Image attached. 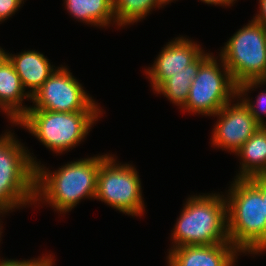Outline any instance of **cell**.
<instances>
[{
	"mask_svg": "<svg viewBox=\"0 0 266 266\" xmlns=\"http://www.w3.org/2000/svg\"><path fill=\"white\" fill-rule=\"evenodd\" d=\"M64 4L74 19L85 24L94 27L116 24L114 0H64Z\"/></svg>",
	"mask_w": 266,
	"mask_h": 266,
	"instance_id": "cell-16",
	"label": "cell"
},
{
	"mask_svg": "<svg viewBox=\"0 0 266 266\" xmlns=\"http://www.w3.org/2000/svg\"><path fill=\"white\" fill-rule=\"evenodd\" d=\"M102 114L103 111L28 110L14 125L27 129L54 153L63 154L86 138Z\"/></svg>",
	"mask_w": 266,
	"mask_h": 266,
	"instance_id": "cell-5",
	"label": "cell"
},
{
	"mask_svg": "<svg viewBox=\"0 0 266 266\" xmlns=\"http://www.w3.org/2000/svg\"><path fill=\"white\" fill-rule=\"evenodd\" d=\"M8 54V52H5V50L0 47V65L8 59Z\"/></svg>",
	"mask_w": 266,
	"mask_h": 266,
	"instance_id": "cell-25",
	"label": "cell"
},
{
	"mask_svg": "<svg viewBox=\"0 0 266 266\" xmlns=\"http://www.w3.org/2000/svg\"><path fill=\"white\" fill-rule=\"evenodd\" d=\"M138 171L128 163H117L111 154L101 163L94 199L123 214L142 216L145 211Z\"/></svg>",
	"mask_w": 266,
	"mask_h": 266,
	"instance_id": "cell-7",
	"label": "cell"
},
{
	"mask_svg": "<svg viewBox=\"0 0 266 266\" xmlns=\"http://www.w3.org/2000/svg\"><path fill=\"white\" fill-rule=\"evenodd\" d=\"M265 84L266 81H246L237 86V99L242 98L241 100L243 103L249 108L251 114L262 126H266V121L263 119V115L266 116V89L263 91L261 90L256 96V102H253L247 96L248 93H250L249 91H253L255 88L261 87Z\"/></svg>",
	"mask_w": 266,
	"mask_h": 266,
	"instance_id": "cell-19",
	"label": "cell"
},
{
	"mask_svg": "<svg viewBox=\"0 0 266 266\" xmlns=\"http://www.w3.org/2000/svg\"><path fill=\"white\" fill-rule=\"evenodd\" d=\"M225 195L229 241L243 254L266 251V215L262 192L248 178H234Z\"/></svg>",
	"mask_w": 266,
	"mask_h": 266,
	"instance_id": "cell-2",
	"label": "cell"
},
{
	"mask_svg": "<svg viewBox=\"0 0 266 266\" xmlns=\"http://www.w3.org/2000/svg\"><path fill=\"white\" fill-rule=\"evenodd\" d=\"M240 157V171L235 178L266 175V126H261L235 153Z\"/></svg>",
	"mask_w": 266,
	"mask_h": 266,
	"instance_id": "cell-15",
	"label": "cell"
},
{
	"mask_svg": "<svg viewBox=\"0 0 266 266\" xmlns=\"http://www.w3.org/2000/svg\"><path fill=\"white\" fill-rule=\"evenodd\" d=\"M202 1L203 3H206L208 5H220V6H233V4L235 3L234 1H237V0H200Z\"/></svg>",
	"mask_w": 266,
	"mask_h": 266,
	"instance_id": "cell-24",
	"label": "cell"
},
{
	"mask_svg": "<svg viewBox=\"0 0 266 266\" xmlns=\"http://www.w3.org/2000/svg\"><path fill=\"white\" fill-rule=\"evenodd\" d=\"M248 179L262 192L266 215V175L255 176Z\"/></svg>",
	"mask_w": 266,
	"mask_h": 266,
	"instance_id": "cell-22",
	"label": "cell"
},
{
	"mask_svg": "<svg viewBox=\"0 0 266 266\" xmlns=\"http://www.w3.org/2000/svg\"><path fill=\"white\" fill-rule=\"evenodd\" d=\"M156 7L162 8L158 0H114L116 25L120 28L140 22Z\"/></svg>",
	"mask_w": 266,
	"mask_h": 266,
	"instance_id": "cell-17",
	"label": "cell"
},
{
	"mask_svg": "<svg viewBox=\"0 0 266 266\" xmlns=\"http://www.w3.org/2000/svg\"><path fill=\"white\" fill-rule=\"evenodd\" d=\"M22 4H24V0H0V22L15 14Z\"/></svg>",
	"mask_w": 266,
	"mask_h": 266,
	"instance_id": "cell-21",
	"label": "cell"
},
{
	"mask_svg": "<svg viewBox=\"0 0 266 266\" xmlns=\"http://www.w3.org/2000/svg\"><path fill=\"white\" fill-rule=\"evenodd\" d=\"M218 61L211 53L200 64L192 81L188 99L181 110L213 116L225 104L237 98V85L221 57Z\"/></svg>",
	"mask_w": 266,
	"mask_h": 266,
	"instance_id": "cell-8",
	"label": "cell"
},
{
	"mask_svg": "<svg viewBox=\"0 0 266 266\" xmlns=\"http://www.w3.org/2000/svg\"><path fill=\"white\" fill-rule=\"evenodd\" d=\"M11 131L0 135V210L35 204L36 157Z\"/></svg>",
	"mask_w": 266,
	"mask_h": 266,
	"instance_id": "cell-4",
	"label": "cell"
},
{
	"mask_svg": "<svg viewBox=\"0 0 266 266\" xmlns=\"http://www.w3.org/2000/svg\"><path fill=\"white\" fill-rule=\"evenodd\" d=\"M197 73L173 74L154 93L163 94L170 102L182 108L189 96L190 87Z\"/></svg>",
	"mask_w": 266,
	"mask_h": 266,
	"instance_id": "cell-18",
	"label": "cell"
},
{
	"mask_svg": "<svg viewBox=\"0 0 266 266\" xmlns=\"http://www.w3.org/2000/svg\"><path fill=\"white\" fill-rule=\"evenodd\" d=\"M7 213L4 210H0V216L2 214V216ZM1 220V219H0ZM1 223V222H0ZM1 225V224H0ZM2 226H0V238H1V234L2 232ZM1 241V239H0ZM54 258L53 255L49 254L43 257H39V258H34L31 260H14V259H0V266H53L54 262Z\"/></svg>",
	"mask_w": 266,
	"mask_h": 266,
	"instance_id": "cell-20",
	"label": "cell"
},
{
	"mask_svg": "<svg viewBox=\"0 0 266 266\" xmlns=\"http://www.w3.org/2000/svg\"><path fill=\"white\" fill-rule=\"evenodd\" d=\"M108 156L98 154L71 161L53 172L38 163L35 204L47 203L62 214L71 211L83 198L94 199L99 167Z\"/></svg>",
	"mask_w": 266,
	"mask_h": 266,
	"instance_id": "cell-1",
	"label": "cell"
},
{
	"mask_svg": "<svg viewBox=\"0 0 266 266\" xmlns=\"http://www.w3.org/2000/svg\"><path fill=\"white\" fill-rule=\"evenodd\" d=\"M28 110L58 112L102 111L98 103L66 66H58L44 84L32 95ZM97 103V104H96Z\"/></svg>",
	"mask_w": 266,
	"mask_h": 266,
	"instance_id": "cell-9",
	"label": "cell"
},
{
	"mask_svg": "<svg viewBox=\"0 0 266 266\" xmlns=\"http://www.w3.org/2000/svg\"><path fill=\"white\" fill-rule=\"evenodd\" d=\"M201 45L186 37H177L164 45L146 76L156 91L173 74L197 73L200 64L210 55Z\"/></svg>",
	"mask_w": 266,
	"mask_h": 266,
	"instance_id": "cell-10",
	"label": "cell"
},
{
	"mask_svg": "<svg viewBox=\"0 0 266 266\" xmlns=\"http://www.w3.org/2000/svg\"><path fill=\"white\" fill-rule=\"evenodd\" d=\"M225 104L217 116L212 132L211 144L216 148L236 153L240 147L262 126L251 114L241 98L237 103Z\"/></svg>",
	"mask_w": 266,
	"mask_h": 266,
	"instance_id": "cell-11",
	"label": "cell"
},
{
	"mask_svg": "<svg viewBox=\"0 0 266 266\" xmlns=\"http://www.w3.org/2000/svg\"><path fill=\"white\" fill-rule=\"evenodd\" d=\"M24 99L31 100V96L23 88L13 64L7 59L0 65V110L7 114L12 124H16L29 109L23 105Z\"/></svg>",
	"mask_w": 266,
	"mask_h": 266,
	"instance_id": "cell-13",
	"label": "cell"
},
{
	"mask_svg": "<svg viewBox=\"0 0 266 266\" xmlns=\"http://www.w3.org/2000/svg\"><path fill=\"white\" fill-rule=\"evenodd\" d=\"M159 3L162 5V6H166V4H168L169 2H173V0H158ZM175 1V0H174Z\"/></svg>",
	"mask_w": 266,
	"mask_h": 266,
	"instance_id": "cell-26",
	"label": "cell"
},
{
	"mask_svg": "<svg viewBox=\"0 0 266 266\" xmlns=\"http://www.w3.org/2000/svg\"><path fill=\"white\" fill-rule=\"evenodd\" d=\"M259 11L256 16H253V20L263 26H266V0H259Z\"/></svg>",
	"mask_w": 266,
	"mask_h": 266,
	"instance_id": "cell-23",
	"label": "cell"
},
{
	"mask_svg": "<svg viewBox=\"0 0 266 266\" xmlns=\"http://www.w3.org/2000/svg\"><path fill=\"white\" fill-rule=\"evenodd\" d=\"M172 230L171 248L231 243L227 232V203L220 193L193 195L184 203Z\"/></svg>",
	"mask_w": 266,
	"mask_h": 266,
	"instance_id": "cell-3",
	"label": "cell"
},
{
	"mask_svg": "<svg viewBox=\"0 0 266 266\" xmlns=\"http://www.w3.org/2000/svg\"><path fill=\"white\" fill-rule=\"evenodd\" d=\"M241 252L232 243L170 248L168 266H235Z\"/></svg>",
	"mask_w": 266,
	"mask_h": 266,
	"instance_id": "cell-12",
	"label": "cell"
},
{
	"mask_svg": "<svg viewBox=\"0 0 266 266\" xmlns=\"http://www.w3.org/2000/svg\"><path fill=\"white\" fill-rule=\"evenodd\" d=\"M8 59L20 77L23 88H30L28 93L31 97L57 69L47 57L35 50H24L18 55L11 53Z\"/></svg>",
	"mask_w": 266,
	"mask_h": 266,
	"instance_id": "cell-14",
	"label": "cell"
},
{
	"mask_svg": "<svg viewBox=\"0 0 266 266\" xmlns=\"http://www.w3.org/2000/svg\"><path fill=\"white\" fill-rule=\"evenodd\" d=\"M220 51L219 57L237 86L246 81H266V26L252 19Z\"/></svg>",
	"mask_w": 266,
	"mask_h": 266,
	"instance_id": "cell-6",
	"label": "cell"
}]
</instances>
